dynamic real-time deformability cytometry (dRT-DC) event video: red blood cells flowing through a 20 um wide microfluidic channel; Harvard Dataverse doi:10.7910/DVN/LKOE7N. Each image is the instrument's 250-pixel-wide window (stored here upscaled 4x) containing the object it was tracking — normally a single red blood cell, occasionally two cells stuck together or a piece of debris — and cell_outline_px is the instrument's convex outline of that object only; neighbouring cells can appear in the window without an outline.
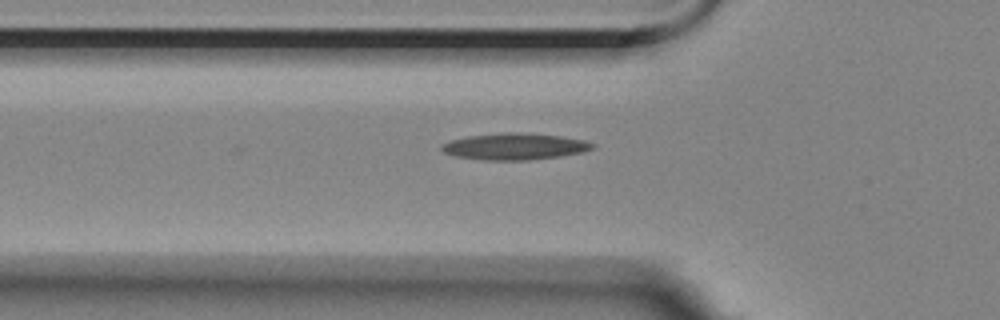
{"species": "Egyptian fruit bat (a non-hibernating species)", "species_latin": "Rousettus aegyptiacus", "temperature_condition": "room temperature", "stored_images_in_passage": 14, "camera_frame_rate_fps": 3000, "um_per_image_px": 0.085, "animal": {"sex": "female"}, "frame": {"image": 1, "passage_image": 2, "time_ms": 0.333, "image_size_px": [1000, 320], "cell_outline_px": [[596, 148], [580, 152], [560, 156], [528, 160], [484, 160], [456, 156], [444, 152], [440, 148], [440, 144], [452, 140], [468, 136], [504, 132], [516, 132], [560, 136], [584, 140], [596, 144]], "centroid_in_image_um": [43.75, 12.45], "position_along_channel_um": 82.1, "area_um2": 23.24}}
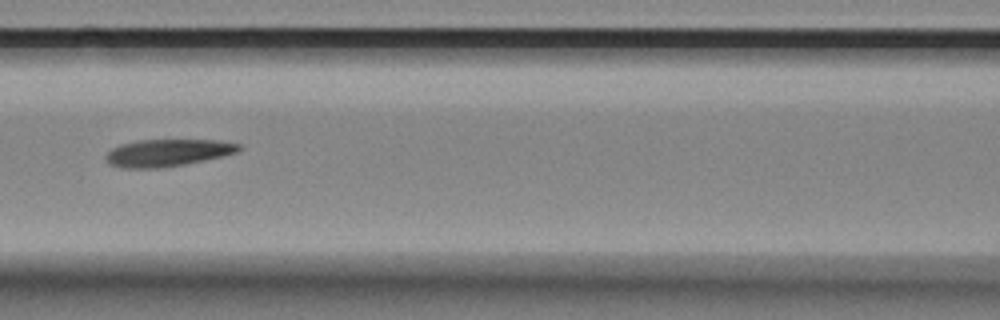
{"frame": {"image": 2, "passage_image": 8, "time_ms": 2.333, "image_size_px": [1000, 320], "cell_outline_px": [[244, 148], [236, 152], [204, 160], [184, 164], [156, 168], [124, 168], [112, 164], [108, 160], [108, 152], [112, 148], [120, 144], [140, 140], [216, 140], [240, 144]], "centroid_in_image_um": [14.28, 12.97], "position_along_channel_um": 152.3, "area_um2": 20.63}}
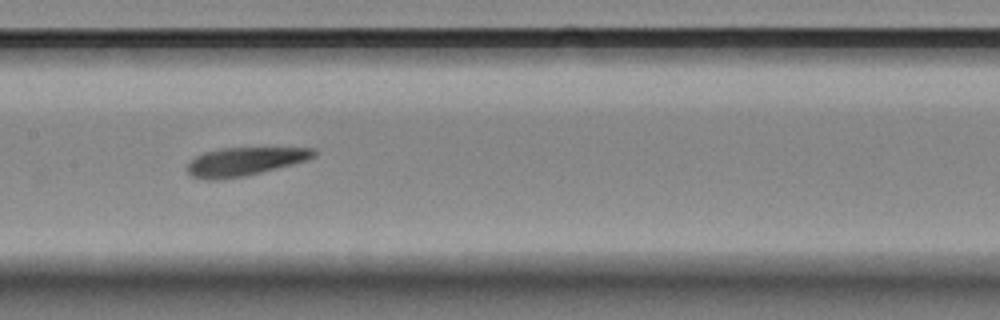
{"frame": {"image": 3, "passage_image": 11, "time_ms": 3.333, "image_size_px": [1000, 320], "cell_outline_px": [[316, 156], [292, 164], [244, 176], [220, 180], [204, 180], [192, 176], [188, 172], [188, 164], [196, 156], [204, 152], [220, 148], [316, 148]], "centroid_in_image_um": [20.77, 13.73], "position_along_channel_um": 186.6, "area_um2": 20.69}}